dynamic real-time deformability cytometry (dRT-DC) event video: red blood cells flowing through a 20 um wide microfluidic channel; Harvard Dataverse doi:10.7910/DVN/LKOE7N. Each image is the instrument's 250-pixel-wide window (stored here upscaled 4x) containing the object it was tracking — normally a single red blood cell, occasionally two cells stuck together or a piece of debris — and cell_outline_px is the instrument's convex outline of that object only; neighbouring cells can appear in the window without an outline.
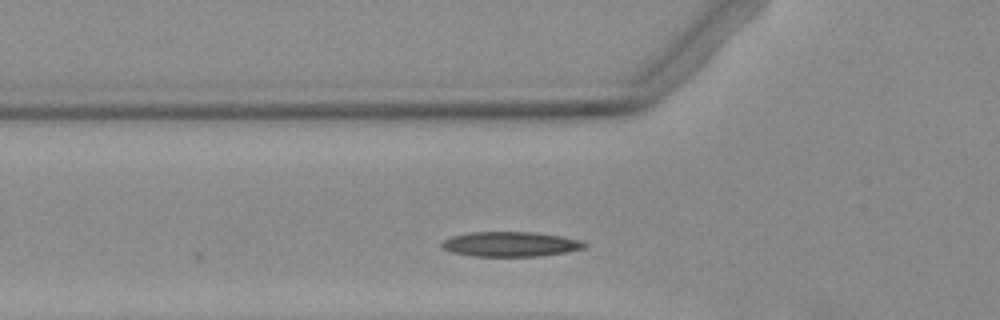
{"species": "Egyptian fruit bat (a non-hibernating species)", "species_latin": "Rousettus aegyptiacus", "temperature_condition": "warm", "stored_images_in_passage": 2, "camera_frame_rate_fps": 3000, "um_per_image_px": 0.085, "animal": {"sex": "female"}, "frame": {"image": 1, "passage_image": 2, "time_ms": 1.333, "image_size_px": [1000, 320], "cell_outline_px": [[588, 244], [584, 248], [568, 252], [540, 256], [472, 256], [452, 252], [444, 248], [440, 244], [444, 240], [452, 236], [472, 232], [532, 232], [560, 236], [580, 240]], "centroid_in_image_um": [43.41, 20.75], "position_along_channel_um": 82.4, "area_um2": 20.58}}